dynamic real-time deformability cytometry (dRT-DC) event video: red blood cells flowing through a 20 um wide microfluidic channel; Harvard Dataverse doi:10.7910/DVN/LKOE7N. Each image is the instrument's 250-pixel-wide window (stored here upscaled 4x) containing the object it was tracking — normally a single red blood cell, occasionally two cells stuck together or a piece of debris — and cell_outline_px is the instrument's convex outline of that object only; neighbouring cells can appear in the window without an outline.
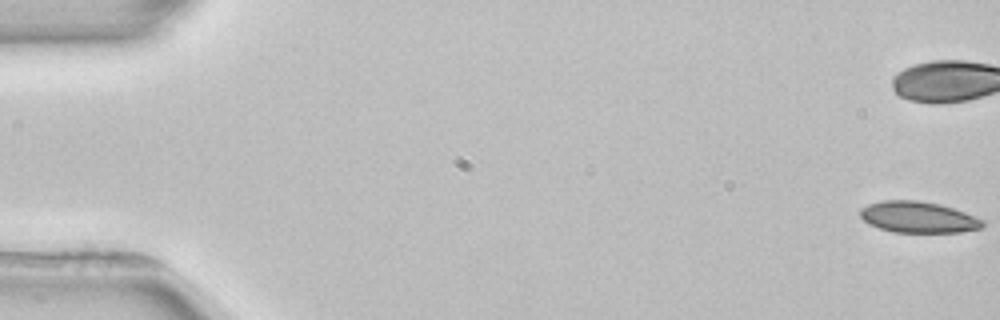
{"species": "common noctule bat (a hibernating species)", "species_latin": "Nyctalus noctula", "temperature_condition": "room temperature", "stored_images_in_passage": 7, "camera_frame_rate_fps": 3000, "um_per_image_px": 0.085, "animal": {"sex": "female", "body_mass_g": 22.7, "forearm_length_mm": 54.2}, "frame": {"image": 1, "passage_image": 1, "time_ms": 0.0, "image_size_px": [1000, 320], "cell_outline_px": [[984, 224], [980, 228], [960, 232], [892, 232], [868, 224], [860, 216], [860, 208], [868, 204], [880, 200], [916, 200], [940, 204], [964, 212], [984, 220]], "centroid_in_image_um": [78.01, 18.45], "position_along_channel_um": 7.0, "area_um2": 22.25}}